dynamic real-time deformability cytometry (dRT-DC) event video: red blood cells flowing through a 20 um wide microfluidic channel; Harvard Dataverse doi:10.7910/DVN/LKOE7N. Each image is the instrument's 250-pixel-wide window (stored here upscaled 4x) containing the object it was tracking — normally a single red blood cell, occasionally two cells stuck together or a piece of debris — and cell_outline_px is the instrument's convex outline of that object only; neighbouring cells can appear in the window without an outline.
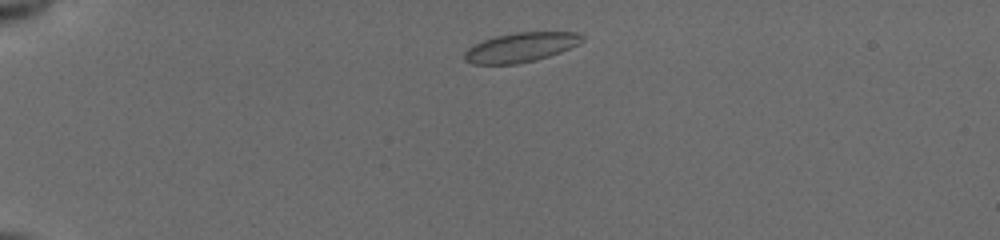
{"species": "common noctule bat (a hibernating species)", "species_latin": "Nyctalus noctula", "temperature_condition": "cold", "stored_images_in_passage": 44, "camera_frame_rate_fps": 3000, "um_per_image_px": 0.085, "animal": {"sex": "female", "body_mass_g": 19.5, "forearm_length_mm": 54.1}, "frame": {"image": 1, "passage_image": 4, "time_ms": 1.0, "image_size_px": [1000, 240], "cell_outline_px": [[584, 40], [560, 52], [536, 60], [516, 64], [472, 64], [464, 60], [464, 52], [468, 48], [484, 40], [496, 36], [516, 32], [576, 32], [584, 36]], "centroid_in_image_um": [44.25, 4.02], "position_along_channel_um": 40.8, "area_um2": 20.0}}
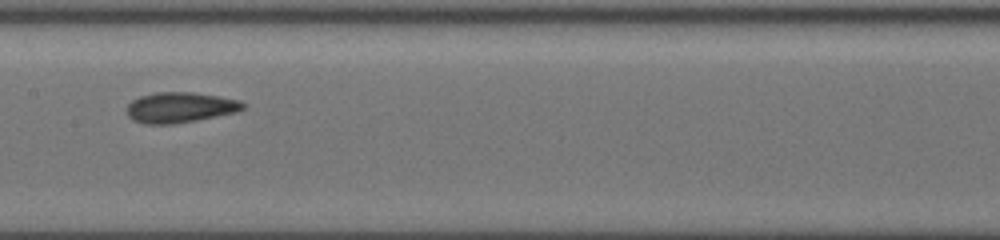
{"frame": {"image": 2, "passage_image": 20, "time_ms": 6.333, "image_size_px": [1000, 240], "cell_outline_px": [[248, 104], [244, 108], [236, 112], [196, 120], [172, 124], [144, 124], [132, 120], [128, 116], [124, 108], [132, 100], [140, 96], [156, 92], [192, 92], [240, 100]], "centroid_in_image_um": [15.27, 9.13], "position_along_channel_um": 192.1, "area_um2": 20.75}}
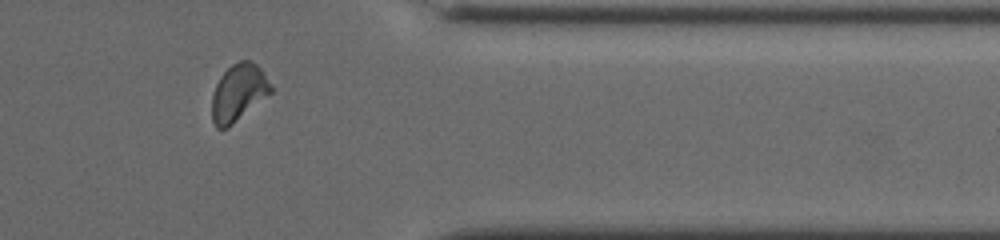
{"frame": {"image": 3, "passage_image": 36, "time_ms": 11.667, "image_size_px": [1000, 240], "cell_outline_px": [[272, 92], [228, 128], [216, 128], [212, 120], [212, 96], [216, 84], [220, 76], [232, 64], [240, 60], [252, 60], [260, 68], [272, 88]], "centroid_in_image_um": [20.25, 7.88], "position_along_channel_um": 391.1, "area_um2": 19.42}, "authors_computed_cell_mechanics": {"area_um2": 19.8254, "velocity_mm_per_s": 3.8963, "shape_relaxation_time_tau1_ms": 4.5881, "shape_relaxation_time_tau2_ms": 1.4534, "deformation_change_tau1": 0.1293, "deformation_change_tau2": 0.0632}}